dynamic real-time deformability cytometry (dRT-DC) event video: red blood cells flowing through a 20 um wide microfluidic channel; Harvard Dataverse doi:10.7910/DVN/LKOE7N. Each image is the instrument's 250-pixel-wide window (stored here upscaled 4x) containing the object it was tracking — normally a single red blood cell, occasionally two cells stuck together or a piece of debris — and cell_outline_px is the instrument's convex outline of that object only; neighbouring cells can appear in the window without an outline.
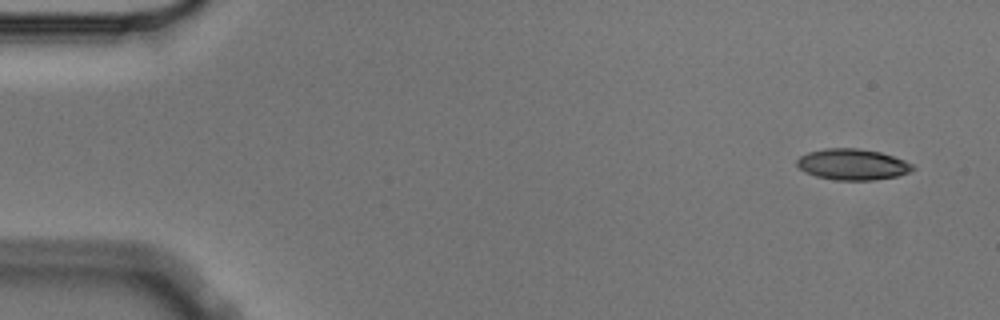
{"species": "Egyptian fruit bat (a non-hibernating species)", "species_latin": "Rousettus aegyptiacus", "temperature_condition": "cold", "stored_images_in_passage": 9, "camera_frame_rate_fps": 3000, "um_per_image_px": 0.085, "animal": {"sex": "male"}, "frame": {"image": 1, "passage_image": 1, "time_ms": 0.0, "image_size_px": [1000, 320], "cell_outline_px": [[916, 168], [908, 172], [896, 176], [872, 180], [836, 180], [816, 176], [804, 172], [796, 164], [796, 160], [800, 156], [808, 152], [824, 148], [856, 148], [880, 152], [904, 160], [912, 164]], "centroid_in_image_um": [72.43, 13.97], "position_along_channel_um": 12.6, "area_um2": 20.87}}
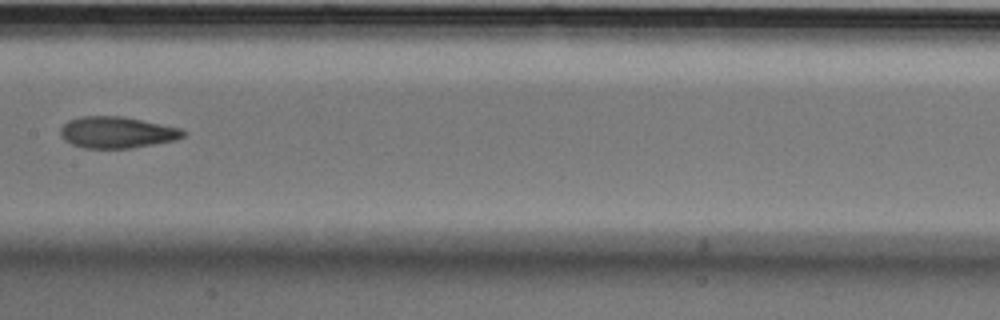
{"frame": {"image": 2, "passage_image": 7, "time_ms": 2.0, "image_size_px": [1000, 320], "cell_outline_px": [[188, 132], [184, 136], [176, 140], [132, 148], [84, 148], [72, 144], [64, 140], [60, 136], [60, 128], [68, 120], [80, 116], [124, 116], [180, 128]], "centroid_in_image_um": [9.93, 11.25], "position_along_channel_um": 197.5, "area_um2": 22.66}}
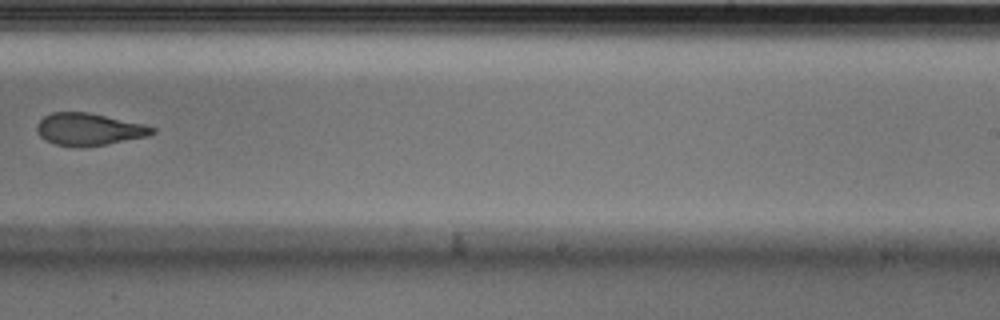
{"frame": {"image": 3, "passage_image": 9, "time_ms": 2.667, "image_size_px": [1000, 320], "cell_outline_px": [[156, 132], [148, 136], [84, 148], [76, 148], [56, 144], [44, 140], [40, 136], [36, 128], [36, 124], [44, 116], [52, 112], [88, 112], [144, 124], [156, 128]], "centroid_in_image_um": [7.54, 11.0], "position_along_channel_um": 281.5, "area_um2": 21.85}}